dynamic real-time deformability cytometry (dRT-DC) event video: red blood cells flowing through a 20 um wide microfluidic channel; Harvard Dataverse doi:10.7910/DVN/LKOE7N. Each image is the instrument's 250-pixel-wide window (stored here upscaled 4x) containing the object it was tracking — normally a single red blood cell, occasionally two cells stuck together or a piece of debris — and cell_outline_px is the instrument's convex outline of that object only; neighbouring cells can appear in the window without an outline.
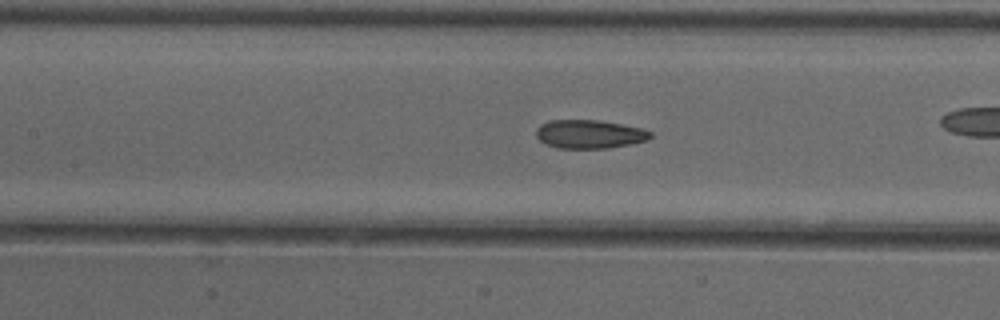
{"species": "common noctule bat (a hibernating species)", "species_latin": "Nyctalus noctula", "temperature_condition": "cold", "stored_images_in_passage": 42, "camera_frame_rate_fps": 3000, "um_per_image_px": 0.085, "animal": {"sex": "female"}, "frame": {"image": 1, "passage_image": 24, "time_ms": 7.667, "image_size_px": [1000, 320], "cell_outline_px": [[652, 136], [648, 140], [632, 144], [608, 148], [560, 148], [544, 144], [536, 136], [536, 128], [540, 124], [548, 120], [600, 120], [640, 128], [652, 132]], "centroid_in_image_um": [50.09, 11.4], "position_along_channel_um": 157.3, "area_um2": 19.13}}